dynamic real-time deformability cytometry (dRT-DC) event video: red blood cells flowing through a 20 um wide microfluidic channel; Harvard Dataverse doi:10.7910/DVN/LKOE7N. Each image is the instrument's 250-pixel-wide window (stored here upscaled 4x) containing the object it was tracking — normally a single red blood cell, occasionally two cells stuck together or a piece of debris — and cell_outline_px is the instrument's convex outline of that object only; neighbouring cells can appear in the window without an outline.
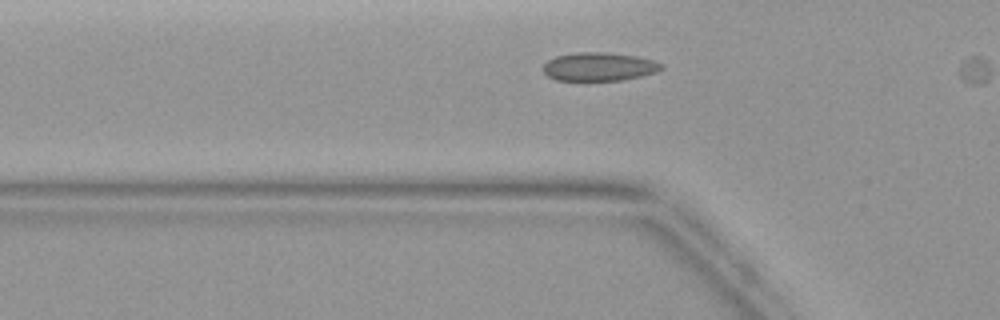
{"species": "common noctule bat (a hibernating species)", "species_latin": "Nyctalus noctula", "temperature_condition": "warm", "stored_images_in_passage": 6, "camera_frame_rate_fps": 3000, "um_per_image_px": 0.085, "animal": {"sex": "female", "body_mass_g": 19.9}, "frame": {"image": 1, "passage_image": 5, "time_ms": 1.333, "image_size_px": [1000, 320], "cell_outline_px": [[664, 68], [656, 72], [640, 76], [620, 80], [584, 84], [556, 80], [548, 76], [544, 72], [544, 64], [548, 60], [556, 56], [576, 52], [604, 52], [636, 56], [652, 60], [664, 64]], "centroid_in_image_um": [50.88, 5.72], "position_along_channel_um": 74.9, "area_um2": 20.4}}